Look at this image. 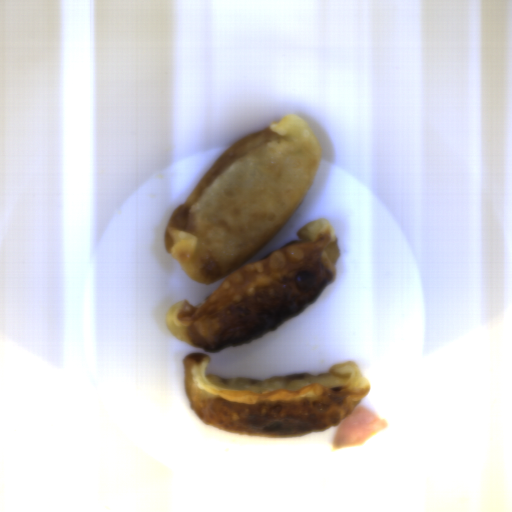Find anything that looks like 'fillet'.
<instances>
[{
    "label": "fillet",
    "mask_w": 512,
    "mask_h": 512,
    "mask_svg": "<svg viewBox=\"0 0 512 512\" xmlns=\"http://www.w3.org/2000/svg\"><path fill=\"white\" fill-rule=\"evenodd\" d=\"M385 426L386 423L378 414L358 403L351 414L336 426L334 450L363 442Z\"/></svg>",
    "instance_id": "1"
}]
</instances>
